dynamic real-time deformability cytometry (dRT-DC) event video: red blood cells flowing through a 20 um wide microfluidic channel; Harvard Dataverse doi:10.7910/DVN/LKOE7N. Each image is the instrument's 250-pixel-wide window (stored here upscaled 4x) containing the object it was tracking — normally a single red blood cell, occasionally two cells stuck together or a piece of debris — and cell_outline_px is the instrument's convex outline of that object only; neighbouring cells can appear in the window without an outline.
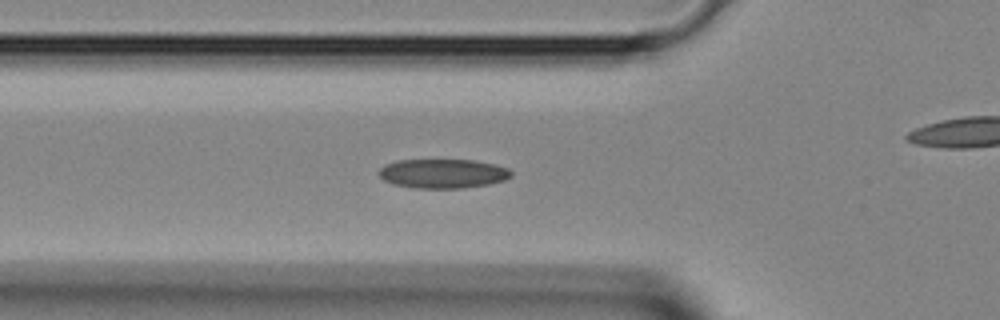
{"species": "Egyptian fruit bat (a non-hibernating species)", "species_latin": "Rousettus aegyptiacus", "temperature_condition": "room temperature", "stored_images_in_passage": 23, "camera_frame_rate_fps": 3000, "um_per_image_px": 0.085, "animal": {"sex": "female"}, "frame": {"image": 1, "passage_image": 2, "time_ms": 0.333, "image_size_px": [1000, 320], "cell_outline_px": [[512, 176], [504, 180], [488, 184], [464, 188], [412, 188], [392, 184], [384, 180], [376, 172], [384, 164], [396, 160], [476, 160], [496, 164], [508, 168], [512, 172]], "centroid_in_image_um": [37.62, 14.75], "position_along_channel_um": 88.2, "area_um2": 22.83}}
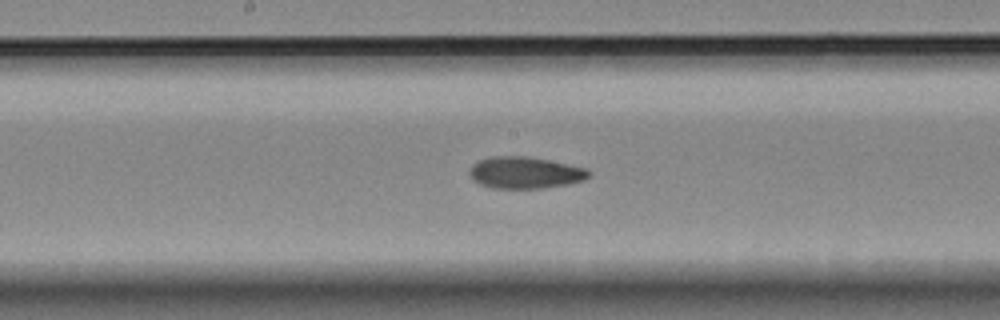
{"frame": {"image": 2, "passage_image": 9, "time_ms": 2.667, "image_size_px": [1000, 320], "cell_outline_px": [[592, 176], [584, 180], [568, 184], [540, 188], [492, 188], [480, 184], [472, 180], [468, 172], [472, 164], [480, 160], [492, 156], [528, 156], [588, 168], [592, 172]], "centroid_in_image_um": [44.65, 14.67], "position_along_channel_um": 203.6, "area_um2": 22.25}}
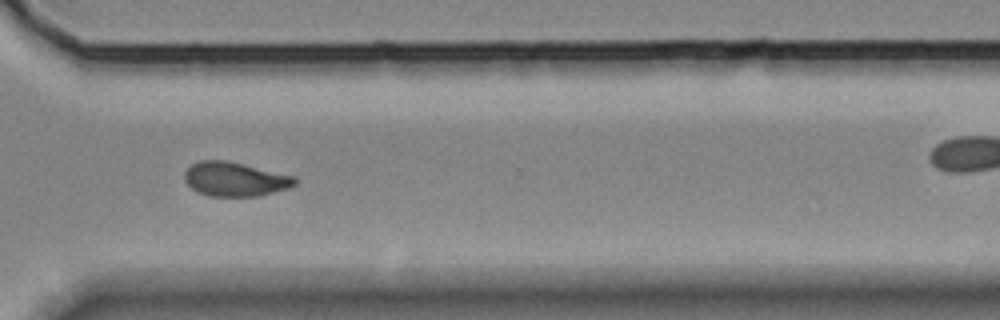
{"frame": {"image": 3, "passage_image": 18, "time_ms": 5.667, "image_size_px": [1000, 320], "cell_outline_px": [[296, 184], [288, 188], [256, 196], [208, 196], [196, 192], [184, 180], [184, 172], [192, 164], [200, 160], [224, 160], [296, 176]], "centroid_in_image_um": [19.94, 15.23], "position_along_channel_um": 350.7, "area_um2": 21.85}}